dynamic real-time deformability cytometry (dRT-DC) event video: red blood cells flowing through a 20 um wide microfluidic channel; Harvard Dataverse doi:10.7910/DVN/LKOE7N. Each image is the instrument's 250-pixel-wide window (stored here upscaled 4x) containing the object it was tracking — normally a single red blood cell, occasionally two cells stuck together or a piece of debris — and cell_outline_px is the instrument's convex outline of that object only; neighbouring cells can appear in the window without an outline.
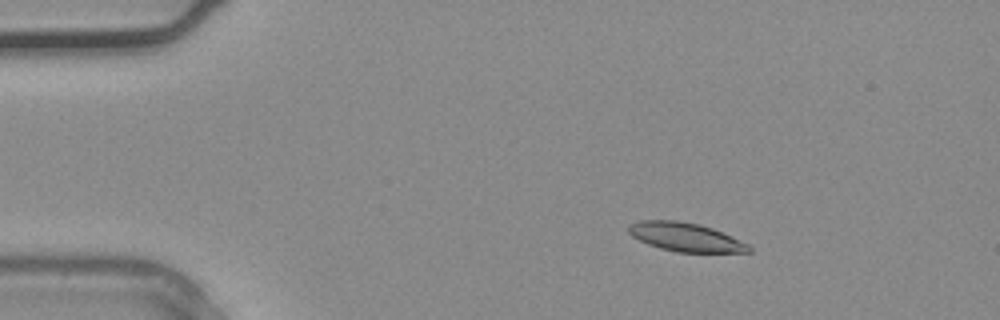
{"species": "common noctule bat (a hibernating species)", "species_latin": "Nyctalus noctula", "temperature_condition": "warm", "stored_images_in_passage": 32, "camera_frame_rate_fps": 3000, "um_per_image_px": 0.085, "animal": {"sex": "male", "body_mass_g": 20.4}, "frame": {"image": 1, "passage_image": 1, "time_ms": 0.0, "image_size_px": [1000, 320], "cell_outline_px": [[752, 252], [676, 252], [660, 248], [648, 244], [632, 236], [628, 232], [628, 224], [640, 220], [676, 220], [700, 224], [712, 228], [748, 244], [752, 248]], "centroid_in_image_um": [58.24, 20.14], "position_along_channel_um": 26.8, "area_um2": 20.06}}